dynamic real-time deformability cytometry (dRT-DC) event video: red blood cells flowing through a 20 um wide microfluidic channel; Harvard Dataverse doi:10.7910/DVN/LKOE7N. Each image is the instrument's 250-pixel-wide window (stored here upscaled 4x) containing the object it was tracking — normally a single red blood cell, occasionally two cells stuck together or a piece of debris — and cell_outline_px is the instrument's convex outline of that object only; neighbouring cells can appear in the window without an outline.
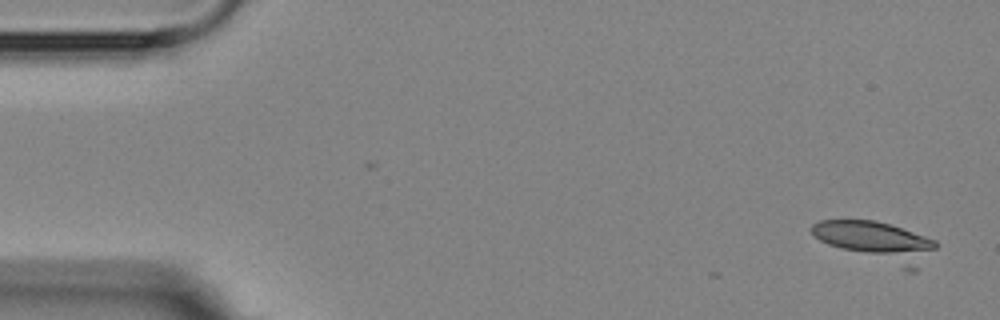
{"species": "Egyptian fruit bat (a non-hibernating species)", "species_latin": "Rousettus aegyptiacus", "temperature_condition": "room temperature", "stored_images_in_passage": 6, "camera_frame_rate_fps": 3000, "um_per_image_px": 0.085, "animal": {"sex": "female"}, "frame": {"image": 1, "passage_image": 1, "time_ms": 0.0, "image_size_px": [1000, 320], "cell_outline_px": [[936, 248], [916, 252], [868, 252], [844, 248], [828, 244], [820, 240], [812, 232], [812, 224], [820, 220], [876, 220], [936, 240]], "centroid_in_image_um": [74.0, 20.1], "position_along_channel_um": 11.0, "area_um2": 21.39}}